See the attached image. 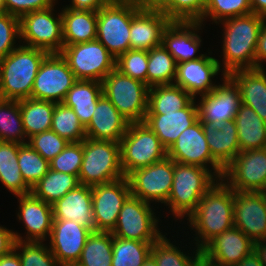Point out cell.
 I'll list each match as a JSON object with an SVG mask.
<instances>
[{"instance_id": "1", "label": "cell", "mask_w": 266, "mask_h": 266, "mask_svg": "<svg viewBox=\"0 0 266 266\" xmlns=\"http://www.w3.org/2000/svg\"><path fill=\"white\" fill-rule=\"evenodd\" d=\"M233 205L234 190L220 179L187 218L189 226L196 232L195 248L202 250L213 238L234 226Z\"/></svg>"}, {"instance_id": "2", "label": "cell", "mask_w": 266, "mask_h": 266, "mask_svg": "<svg viewBox=\"0 0 266 266\" xmlns=\"http://www.w3.org/2000/svg\"><path fill=\"white\" fill-rule=\"evenodd\" d=\"M264 17L255 13L225 19L223 24V76L239 69L256 68L255 53Z\"/></svg>"}, {"instance_id": "3", "label": "cell", "mask_w": 266, "mask_h": 266, "mask_svg": "<svg viewBox=\"0 0 266 266\" xmlns=\"http://www.w3.org/2000/svg\"><path fill=\"white\" fill-rule=\"evenodd\" d=\"M49 53L45 50L18 45L0 60V98L21 100L31 98L38 69Z\"/></svg>"}, {"instance_id": "4", "label": "cell", "mask_w": 266, "mask_h": 266, "mask_svg": "<svg viewBox=\"0 0 266 266\" xmlns=\"http://www.w3.org/2000/svg\"><path fill=\"white\" fill-rule=\"evenodd\" d=\"M219 179L211 169L174 161L172 190L164 205L169 206L175 218L189 217L201 198ZM186 215V216H185Z\"/></svg>"}, {"instance_id": "5", "label": "cell", "mask_w": 266, "mask_h": 266, "mask_svg": "<svg viewBox=\"0 0 266 266\" xmlns=\"http://www.w3.org/2000/svg\"><path fill=\"white\" fill-rule=\"evenodd\" d=\"M140 9L133 0H111L97 11L96 39L116 59L131 49V20Z\"/></svg>"}, {"instance_id": "6", "label": "cell", "mask_w": 266, "mask_h": 266, "mask_svg": "<svg viewBox=\"0 0 266 266\" xmlns=\"http://www.w3.org/2000/svg\"><path fill=\"white\" fill-rule=\"evenodd\" d=\"M123 177L120 142L83 140V161L78 175L81 185L105 184Z\"/></svg>"}, {"instance_id": "7", "label": "cell", "mask_w": 266, "mask_h": 266, "mask_svg": "<svg viewBox=\"0 0 266 266\" xmlns=\"http://www.w3.org/2000/svg\"><path fill=\"white\" fill-rule=\"evenodd\" d=\"M121 167L127 177L135 169L147 167L167 157V149L145 122L130 123L120 141Z\"/></svg>"}, {"instance_id": "8", "label": "cell", "mask_w": 266, "mask_h": 266, "mask_svg": "<svg viewBox=\"0 0 266 266\" xmlns=\"http://www.w3.org/2000/svg\"><path fill=\"white\" fill-rule=\"evenodd\" d=\"M149 87L116 68L102 80V93L130 122H144L148 111Z\"/></svg>"}, {"instance_id": "9", "label": "cell", "mask_w": 266, "mask_h": 266, "mask_svg": "<svg viewBox=\"0 0 266 266\" xmlns=\"http://www.w3.org/2000/svg\"><path fill=\"white\" fill-rule=\"evenodd\" d=\"M61 56L77 80H102L116 68V58L97 39L64 45Z\"/></svg>"}, {"instance_id": "10", "label": "cell", "mask_w": 266, "mask_h": 266, "mask_svg": "<svg viewBox=\"0 0 266 266\" xmlns=\"http://www.w3.org/2000/svg\"><path fill=\"white\" fill-rule=\"evenodd\" d=\"M54 6L26 13L19 18L22 45L48 53H60L64 47L61 12L56 17Z\"/></svg>"}, {"instance_id": "11", "label": "cell", "mask_w": 266, "mask_h": 266, "mask_svg": "<svg viewBox=\"0 0 266 266\" xmlns=\"http://www.w3.org/2000/svg\"><path fill=\"white\" fill-rule=\"evenodd\" d=\"M151 203L130 195L123 203L118 221L111 234L122 239L155 242L163 233L158 228L159 219Z\"/></svg>"}, {"instance_id": "12", "label": "cell", "mask_w": 266, "mask_h": 266, "mask_svg": "<svg viewBox=\"0 0 266 266\" xmlns=\"http://www.w3.org/2000/svg\"><path fill=\"white\" fill-rule=\"evenodd\" d=\"M76 81L74 73L61 54L49 53L38 69L31 98L62 103Z\"/></svg>"}, {"instance_id": "13", "label": "cell", "mask_w": 266, "mask_h": 266, "mask_svg": "<svg viewBox=\"0 0 266 266\" xmlns=\"http://www.w3.org/2000/svg\"><path fill=\"white\" fill-rule=\"evenodd\" d=\"M222 180L237 192H262L266 189V148L239 152L224 169Z\"/></svg>"}, {"instance_id": "14", "label": "cell", "mask_w": 266, "mask_h": 266, "mask_svg": "<svg viewBox=\"0 0 266 266\" xmlns=\"http://www.w3.org/2000/svg\"><path fill=\"white\" fill-rule=\"evenodd\" d=\"M174 161L168 157L147 167L135 169L127 178L131 195L151 203H166L172 190Z\"/></svg>"}, {"instance_id": "15", "label": "cell", "mask_w": 266, "mask_h": 266, "mask_svg": "<svg viewBox=\"0 0 266 266\" xmlns=\"http://www.w3.org/2000/svg\"><path fill=\"white\" fill-rule=\"evenodd\" d=\"M167 157L177 163L211 168V172L222 179L224 169L213 159L200 120L179 135L167 150Z\"/></svg>"}, {"instance_id": "16", "label": "cell", "mask_w": 266, "mask_h": 266, "mask_svg": "<svg viewBox=\"0 0 266 266\" xmlns=\"http://www.w3.org/2000/svg\"><path fill=\"white\" fill-rule=\"evenodd\" d=\"M131 195L127 177L92 186L95 231L111 232L117 224L123 203Z\"/></svg>"}, {"instance_id": "17", "label": "cell", "mask_w": 266, "mask_h": 266, "mask_svg": "<svg viewBox=\"0 0 266 266\" xmlns=\"http://www.w3.org/2000/svg\"><path fill=\"white\" fill-rule=\"evenodd\" d=\"M222 79V84L211 92L200 95L197 106L201 122H213L219 126L235 119L241 105L240 90L228 76H223Z\"/></svg>"}, {"instance_id": "18", "label": "cell", "mask_w": 266, "mask_h": 266, "mask_svg": "<svg viewBox=\"0 0 266 266\" xmlns=\"http://www.w3.org/2000/svg\"><path fill=\"white\" fill-rule=\"evenodd\" d=\"M234 226L253 242L266 239V200L262 192L234 191Z\"/></svg>"}, {"instance_id": "19", "label": "cell", "mask_w": 266, "mask_h": 266, "mask_svg": "<svg viewBox=\"0 0 266 266\" xmlns=\"http://www.w3.org/2000/svg\"><path fill=\"white\" fill-rule=\"evenodd\" d=\"M17 197L19 199L17 218L23 221L27 233L26 237H22L20 233L13 231L14 239L23 242L46 241L50 237L54 220L52 205L34 197L31 193Z\"/></svg>"}, {"instance_id": "20", "label": "cell", "mask_w": 266, "mask_h": 266, "mask_svg": "<svg viewBox=\"0 0 266 266\" xmlns=\"http://www.w3.org/2000/svg\"><path fill=\"white\" fill-rule=\"evenodd\" d=\"M253 250L254 242L233 226L213 238L201 253L214 266H235Z\"/></svg>"}, {"instance_id": "21", "label": "cell", "mask_w": 266, "mask_h": 266, "mask_svg": "<svg viewBox=\"0 0 266 266\" xmlns=\"http://www.w3.org/2000/svg\"><path fill=\"white\" fill-rule=\"evenodd\" d=\"M91 233L74 220H53L48 246L59 264L78 262Z\"/></svg>"}, {"instance_id": "22", "label": "cell", "mask_w": 266, "mask_h": 266, "mask_svg": "<svg viewBox=\"0 0 266 266\" xmlns=\"http://www.w3.org/2000/svg\"><path fill=\"white\" fill-rule=\"evenodd\" d=\"M221 66L218 59L207 54L196 60L181 62L177 64L174 84L196 99V95L207 94L218 86L212 78L220 72Z\"/></svg>"}, {"instance_id": "23", "label": "cell", "mask_w": 266, "mask_h": 266, "mask_svg": "<svg viewBox=\"0 0 266 266\" xmlns=\"http://www.w3.org/2000/svg\"><path fill=\"white\" fill-rule=\"evenodd\" d=\"M200 22L172 21L163 33L162 45L176 60L177 64L196 60L205 54L196 55L201 47L202 39L198 30H202Z\"/></svg>"}, {"instance_id": "24", "label": "cell", "mask_w": 266, "mask_h": 266, "mask_svg": "<svg viewBox=\"0 0 266 266\" xmlns=\"http://www.w3.org/2000/svg\"><path fill=\"white\" fill-rule=\"evenodd\" d=\"M129 124L130 122L102 94L90 122L85 126L86 138L120 142Z\"/></svg>"}, {"instance_id": "25", "label": "cell", "mask_w": 266, "mask_h": 266, "mask_svg": "<svg viewBox=\"0 0 266 266\" xmlns=\"http://www.w3.org/2000/svg\"><path fill=\"white\" fill-rule=\"evenodd\" d=\"M171 22L161 10L140 9L131 20V50L149 51L162 45L163 33Z\"/></svg>"}, {"instance_id": "26", "label": "cell", "mask_w": 266, "mask_h": 266, "mask_svg": "<svg viewBox=\"0 0 266 266\" xmlns=\"http://www.w3.org/2000/svg\"><path fill=\"white\" fill-rule=\"evenodd\" d=\"M195 98L183 109L165 114H146L144 122L168 150L179 135L199 120Z\"/></svg>"}, {"instance_id": "27", "label": "cell", "mask_w": 266, "mask_h": 266, "mask_svg": "<svg viewBox=\"0 0 266 266\" xmlns=\"http://www.w3.org/2000/svg\"><path fill=\"white\" fill-rule=\"evenodd\" d=\"M54 220H74L95 231L92 209V186L79 184L52 205Z\"/></svg>"}, {"instance_id": "28", "label": "cell", "mask_w": 266, "mask_h": 266, "mask_svg": "<svg viewBox=\"0 0 266 266\" xmlns=\"http://www.w3.org/2000/svg\"><path fill=\"white\" fill-rule=\"evenodd\" d=\"M213 159L225 169L240 152L235 120L217 125L201 122Z\"/></svg>"}, {"instance_id": "29", "label": "cell", "mask_w": 266, "mask_h": 266, "mask_svg": "<svg viewBox=\"0 0 266 266\" xmlns=\"http://www.w3.org/2000/svg\"><path fill=\"white\" fill-rule=\"evenodd\" d=\"M264 68L239 69L228 77L240 90L241 103L251 107L266 122V71Z\"/></svg>"}, {"instance_id": "30", "label": "cell", "mask_w": 266, "mask_h": 266, "mask_svg": "<svg viewBox=\"0 0 266 266\" xmlns=\"http://www.w3.org/2000/svg\"><path fill=\"white\" fill-rule=\"evenodd\" d=\"M63 8L61 16L64 45L85 43L96 39L97 11Z\"/></svg>"}, {"instance_id": "31", "label": "cell", "mask_w": 266, "mask_h": 266, "mask_svg": "<svg viewBox=\"0 0 266 266\" xmlns=\"http://www.w3.org/2000/svg\"><path fill=\"white\" fill-rule=\"evenodd\" d=\"M102 82L77 80L66 94L63 104L72 108L85 127L91 120L99 97L102 95Z\"/></svg>"}, {"instance_id": "32", "label": "cell", "mask_w": 266, "mask_h": 266, "mask_svg": "<svg viewBox=\"0 0 266 266\" xmlns=\"http://www.w3.org/2000/svg\"><path fill=\"white\" fill-rule=\"evenodd\" d=\"M234 120L240 152L266 148V122L251 107L241 103Z\"/></svg>"}, {"instance_id": "33", "label": "cell", "mask_w": 266, "mask_h": 266, "mask_svg": "<svg viewBox=\"0 0 266 266\" xmlns=\"http://www.w3.org/2000/svg\"><path fill=\"white\" fill-rule=\"evenodd\" d=\"M20 145L0 140V182L15 196L31 193V187L24 181L18 165Z\"/></svg>"}, {"instance_id": "34", "label": "cell", "mask_w": 266, "mask_h": 266, "mask_svg": "<svg viewBox=\"0 0 266 266\" xmlns=\"http://www.w3.org/2000/svg\"><path fill=\"white\" fill-rule=\"evenodd\" d=\"M194 98L176 84L149 87L146 114H165L185 108Z\"/></svg>"}, {"instance_id": "35", "label": "cell", "mask_w": 266, "mask_h": 266, "mask_svg": "<svg viewBox=\"0 0 266 266\" xmlns=\"http://www.w3.org/2000/svg\"><path fill=\"white\" fill-rule=\"evenodd\" d=\"M26 137L51 130L56 103L33 98L18 100Z\"/></svg>"}, {"instance_id": "36", "label": "cell", "mask_w": 266, "mask_h": 266, "mask_svg": "<svg viewBox=\"0 0 266 266\" xmlns=\"http://www.w3.org/2000/svg\"><path fill=\"white\" fill-rule=\"evenodd\" d=\"M79 184V179L76 175L49 169L48 172L31 187V194L53 205L67 192L75 189Z\"/></svg>"}, {"instance_id": "37", "label": "cell", "mask_w": 266, "mask_h": 266, "mask_svg": "<svg viewBox=\"0 0 266 266\" xmlns=\"http://www.w3.org/2000/svg\"><path fill=\"white\" fill-rule=\"evenodd\" d=\"M177 62L163 45L148 51L147 86L174 84Z\"/></svg>"}, {"instance_id": "38", "label": "cell", "mask_w": 266, "mask_h": 266, "mask_svg": "<svg viewBox=\"0 0 266 266\" xmlns=\"http://www.w3.org/2000/svg\"><path fill=\"white\" fill-rule=\"evenodd\" d=\"M113 235L107 231H93L83 247L78 264L81 266H111Z\"/></svg>"}, {"instance_id": "39", "label": "cell", "mask_w": 266, "mask_h": 266, "mask_svg": "<svg viewBox=\"0 0 266 266\" xmlns=\"http://www.w3.org/2000/svg\"><path fill=\"white\" fill-rule=\"evenodd\" d=\"M152 243L113 236L111 266H142L151 254Z\"/></svg>"}, {"instance_id": "40", "label": "cell", "mask_w": 266, "mask_h": 266, "mask_svg": "<svg viewBox=\"0 0 266 266\" xmlns=\"http://www.w3.org/2000/svg\"><path fill=\"white\" fill-rule=\"evenodd\" d=\"M27 139L18 100L0 98V140L26 144Z\"/></svg>"}, {"instance_id": "41", "label": "cell", "mask_w": 266, "mask_h": 266, "mask_svg": "<svg viewBox=\"0 0 266 266\" xmlns=\"http://www.w3.org/2000/svg\"><path fill=\"white\" fill-rule=\"evenodd\" d=\"M51 130L69 143L82 142L86 138V131L78 116L63 103H56Z\"/></svg>"}, {"instance_id": "42", "label": "cell", "mask_w": 266, "mask_h": 266, "mask_svg": "<svg viewBox=\"0 0 266 266\" xmlns=\"http://www.w3.org/2000/svg\"><path fill=\"white\" fill-rule=\"evenodd\" d=\"M165 236L162 235L151 245L150 255L156 260L158 266H191L202 255L198 248L193 255L181 252L179 246L173 245Z\"/></svg>"}, {"instance_id": "43", "label": "cell", "mask_w": 266, "mask_h": 266, "mask_svg": "<svg viewBox=\"0 0 266 266\" xmlns=\"http://www.w3.org/2000/svg\"><path fill=\"white\" fill-rule=\"evenodd\" d=\"M18 165L24 181L32 187L50 169L49 162L28 143L19 146Z\"/></svg>"}, {"instance_id": "44", "label": "cell", "mask_w": 266, "mask_h": 266, "mask_svg": "<svg viewBox=\"0 0 266 266\" xmlns=\"http://www.w3.org/2000/svg\"><path fill=\"white\" fill-rule=\"evenodd\" d=\"M249 13H252L250 0H208L203 16L198 22L203 24V21L211 18L217 24L225 19Z\"/></svg>"}, {"instance_id": "45", "label": "cell", "mask_w": 266, "mask_h": 266, "mask_svg": "<svg viewBox=\"0 0 266 266\" xmlns=\"http://www.w3.org/2000/svg\"><path fill=\"white\" fill-rule=\"evenodd\" d=\"M13 248L20 256L22 266L60 265L53 256L50 248L44 242H23L15 240Z\"/></svg>"}, {"instance_id": "46", "label": "cell", "mask_w": 266, "mask_h": 266, "mask_svg": "<svg viewBox=\"0 0 266 266\" xmlns=\"http://www.w3.org/2000/svg\"><path fill=\"white\" fill-rule=\"evenodd\" d=\"M208 0H170L161 11L171 21L198 22Z\"/></svg>"}, {"instance_id": "47", "label": "cell", "mask_w": 266, "mask_h": 266, "mask_svg": "<svg viewBox=\"0 0 266 266\" xmlns=\"http://www.w3.org/2000/svg\"><path fill=\"white\" fill-rule=\"evenodd\" d=\"M148 51L128 50L116 59V69L147 85Z\"/></svg>"}, {"instance_id": "48", "label": "cell", "mask_w": 266, "mask_h": 266, "mask_svg": "<svg viewBox=\"0 0 266 266\" xmlns=\"http://www.w3.org/2000/svg\"><path fill=\"white\" fill-rule=\"evenodd\" d=\"M83 161V141L69 143L63 151L50 162V169L78 177Z\"/></svg>"}, {"instance_id": "49", "label": "cell", "mask_w": 266, "mask_h": 266, "mask_svg": "<svg viewBox=\"0 0 266 266\" xmlns=\"http://www.w3.org/2000/svg\"><path fill=\"white\" fill-rule=\"evenodd\" d=\"M27 143L48 162L60 154L69 144L67 140L52 130L30 137Z\"/></svg>"}, {"instance_id": "50", "label": "cell", "mask_w": 266, "mask_h": 266, "mask_svg": "<svg viewBox=\"0 0 266 266\" xmlns=\"http://www.w3.org/2000/svg\"><path fill=\"white\" fill-rule=\"evenodd\" d=\"M17 39H21L19 17L0 13V60L17 47Z\"/></svg>"}, {"instance_id": "51", "label": "cell", "mask_w": 266, "mask_h": 266, "mask_svg": "<svg viewBox=\"0 0 266 266\" xmlns=\"http://www.w3.org/2000/svg\"><path fill=\"white\" fill-rule=\"evenodd\" d=\"M6 13L21 17L22 15L55 6V0H4Z\"/></svg>"}, {"instance_id": "52", "label": "cell", "mask_w": 266, "mask_h": 266, "mask_svg": "<svg viewBox=\"0 0 266 266\" xmlns=\"http://www.w3.org/2000/svg\"><path fill=\"white\" fill-rule=\"evenodd\" d=\"M266 61V18L259 33L257 49L255 53L256 68H264L262 62Z\"/></svg>"}, {"instance_id": "53", "label": "cell", "mask_w": 266, "mask_h": 266, "mask_svg": "<svg viewBox=\"0 0 266 266\" xmlns=\"http://www.w3.org/2000/svg\"><path fill=\"white\" fill-rule=\"evenodd\" d=\"M111 0H71V4L66 8L75 10H90L98 11L103 6L107 5Z\"/></svg>"}, {"instance_id": "54", "label": "cell", "mask_w": 266, "mask_h": 266, "mask_svg": "<svg viewBox=\"0 0 266 266\" xmlns=\"http://www.w3.org/2000/svg\"><path fill=\"white\" fill-rule=\"evenodd\" d=\"M13 230L0 226V257L7 254L14 246Z\"/></svg>"}, {"instance_id": "55", "label": "cell", "mask_w": 266, "mask_h": 266, "mask_svg": "<svg viewBox=\"0 0 266 266\" xmlns=\"http://www.w3.org/2000/svg\"><path fill=\"white\" fill-rule=\"evenodd\" d=\"M0 266H22L20 256L14 248L0 257Z\"/></svg>"}, {"instance_id": "56", "label": "cell", "mask_w": 266, "mask_h": 266, "mask_svg": "<svg viewBox=\"0 0 266 266\" xmlns=\"http://www.w3.org/2000/svg\"><path fill=\"white\" fill-rule=\"evenodd\" d=\"M141 9L161 10L170 0H133Z\"/></svg>"}, {"instance_id": "57", "label": "cell", "mask_w": 266, "mask_h": 266, "mask_svg": "<svg viewBox=\"0 0 266 266\" xmlns=\"http://www.w3.org/2000/svg\"><path fill=\"white\" fill-rule=\"evenodd\" d=\"M235 266H263L259 256L253 250L249 255L244 256Z\"/></svg>"}, {"instance_id": "58", "label": "cell", "mask_w": 266, "mask_h": 266, "mask_svg": "<svg viewBox=\"0 0 266 266\" xmlns=\"http://www.w3.org/2000/svg\"><path fill=\"white\" fill-rule=\"evenodd\" d=\"M252 13L266 18V0H250Z\"/></svg>"}, {"instance_id": "59", "label": "cell", "mask_w": 266, "mask_h": 266, "mask_svg": "<svg viewBox=\"0 0 266 266\" xmlns=\"http://www.w3.org/2000/svg\"><path fill=\"white\" fill-rule=\"evenodd\" d=\"M254 251L259 256L260 262L266 266V239L254 242Z\"/></svg>"}, {"instance_id": "60", "label": "cell", "mask_w": 266, "mask_h": 266, "mask_svg": "<svg viewBox=\"0 0 266 266\" xmlns=\"http://www.w3.org/2000/svg\"><path fill=\"white\" fill-rule=\"evenodd\" d=\"M191 266H214V265L203 255H201Z\"/></svg>"}, {"instance_id": "61", "label": "cell", "mask_w": 266, "mask_h": 266, "mask_svg": "<svg viewBox=\"0 0 266 266\" xmlns=\"http://www.w3.org/2000/svg\"><path fill=\"white\" fill-rule=\"evenodd\" d=\"M142 266H158L156 260L149 255L148 258L144 261Z\"/></svg>"}, {"instance_id": "62", "label": "cell", "mask_w": 266, "mask_h": 266, "mask_svg": "<svg viewBox=\"0 0 266 266\" xmlns=\"http://www.w3.org/2000/svg\"><path fill=\"white\" fill-rule=\"evenodd\" d=\"M6 12L5 2L4 0H0V13Z\"/></svg>"}, {"instance_id": "63", "label": "cell", "mask_w": 266, "mask_h": 266, "mask_svg": "<svg viewBox=\"0 0 266 266\" xmlns=\"http://www.w3.org/2000/svg\"><path fill=\"white\" fill-rule=\"evenodd\" d=\"M59 266H81V265L78 264L77 262H74V263H63L60 264Z\"/></svg>"}, {"instance_id": "64", "label": "cell", "mask_w": 266, "mask_h": 266, "mask_svg": "<svg viewBox=\"0 0 266 266\" xmlns=\"http://www.w3.org/2000/svg\"><path fill=\"white\" fill-rule=\"evenodd\" d=\"M262 194H263V196L265 197V200H266V189H264V190L262 191Z\"/></svg>"}]
</instances>
